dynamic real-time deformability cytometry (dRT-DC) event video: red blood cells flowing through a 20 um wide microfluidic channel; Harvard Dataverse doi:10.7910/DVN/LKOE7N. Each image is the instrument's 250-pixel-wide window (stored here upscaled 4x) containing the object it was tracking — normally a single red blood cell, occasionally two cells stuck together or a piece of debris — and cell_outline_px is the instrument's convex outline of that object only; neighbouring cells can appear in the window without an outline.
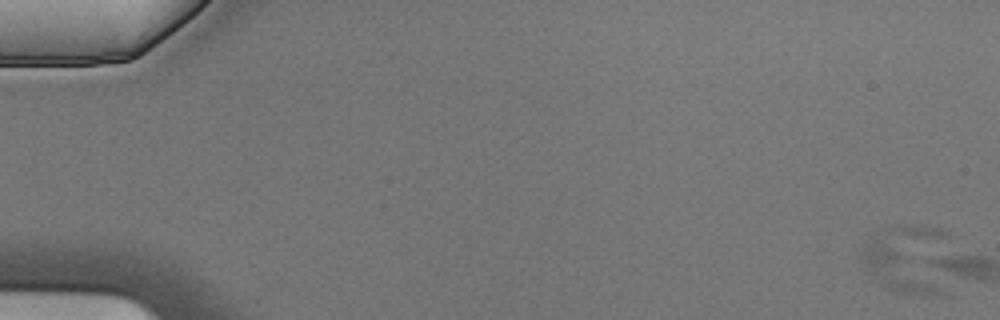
{"species": "Egyptian fruit bat (a non-hibernating species)", "species_latin": "Rousettus aegyptiacus", "temperature_condition": "cold", "stored_images_in_passage": 7, "camera_frame_rate_fps": 3000, "um_per_image_px": 0.085, "animal": {"sex": "male"}, "frame": {"image": 1, "passage_image": 1, "time_ms": 0.0, "image_size_px": [1000, 320], "cell_outline_px": [[948, 296], [920, 296], [904, 292], [892, 288], [884, 284], [860, 260], [860, 252], [872, 236], [880, 228], [900, 224], [924, 224], [948, 232]], "centroid_in_image_um": [77.33, 21.99], "position_along_channel_um": 7.7, "area_um2": 37.11}}